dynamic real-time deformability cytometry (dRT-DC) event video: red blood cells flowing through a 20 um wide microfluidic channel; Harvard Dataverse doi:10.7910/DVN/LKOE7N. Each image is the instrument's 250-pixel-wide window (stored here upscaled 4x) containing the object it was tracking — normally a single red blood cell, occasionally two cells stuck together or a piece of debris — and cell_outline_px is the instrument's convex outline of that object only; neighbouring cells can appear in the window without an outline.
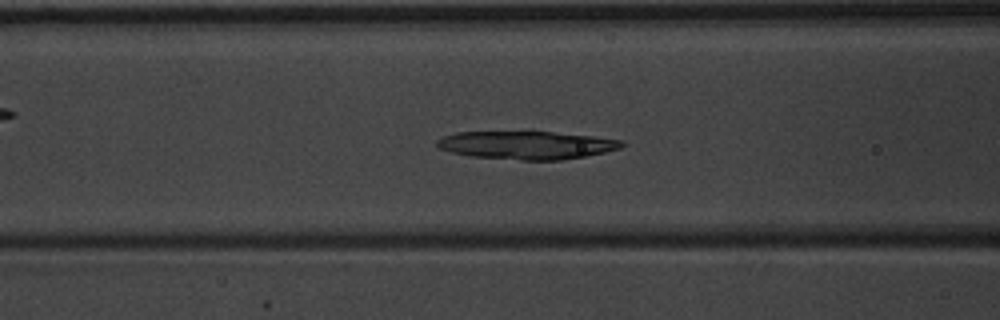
{"species": "common noctule bat (a hibernating species)", "species_latin": "Nyctalus noctula", "temperature_condition": "warm", "stored_images_in_passage": 45, "camera_frame_rate_fps": 3000, "um_per_image_px": 0.085, "animal": {"sex": "male", "body_mass_g": 20.1, "forearm_length_mm": 53.5}, "frame": {"image": 1, "passage_image": 15, "time_ms": 4.667, "image_size_px": [1000, 320], "cell_outline_px": [[624, 144], [620, 148], [604, 152], [584, 156], [560, 160], [520, 160], [472, 156], [452, 152], [440, 148], [436, 144], [436, 140], [444, 136], [456, 132], [552, 132], [592, 136], [624, 140]], "centroid_in_image_um": [44.77, 12.33], "position_along_channel_um": 121.8, "area_um2": 29.94}}
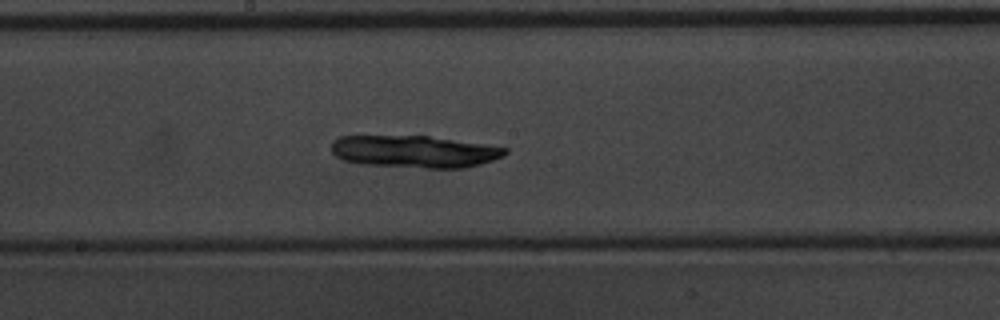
{"frame": {"image": 2, "passage_image": 22, "time_ms": 7.0, "image_size_px": [1000, 320], "cell_outline_px": [[508, 152], [504, 156], [480, 164], [464, 168], [424, 168], [360, 164], [344, 160], [336, 156], [332, 152], [332, 140], [340, 136], [428, 136], [484, 144], [508, 148]], "centroid_in_image_um": [35.23, 12.89], "position_along_channel_um": 213.0, "area_um2": 32.6}}
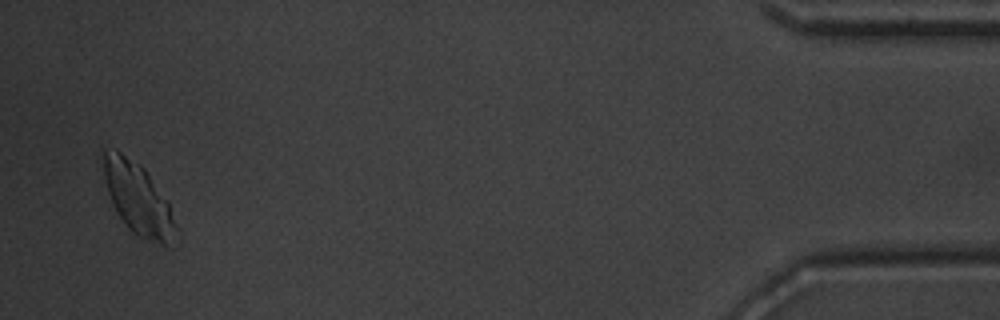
{"frame": {"image": 3, "passage_image": 44, "time_ms": 14.333, "image_size_px": [1000, 320], "cell_outline_px": [[180, 232], [176, 248], [172, 248], [136, 236], [128, 228], [116, 212], [112, 204], [108, 192], [104, 176], [104, 148], [116, 148], [140, 164], [144, 168], [168, 204], [180, 228]], "centroid_in_image_um": [11.81, 16.99], "position_along_channel_um": 423.4, "area_um2": 30.92}}